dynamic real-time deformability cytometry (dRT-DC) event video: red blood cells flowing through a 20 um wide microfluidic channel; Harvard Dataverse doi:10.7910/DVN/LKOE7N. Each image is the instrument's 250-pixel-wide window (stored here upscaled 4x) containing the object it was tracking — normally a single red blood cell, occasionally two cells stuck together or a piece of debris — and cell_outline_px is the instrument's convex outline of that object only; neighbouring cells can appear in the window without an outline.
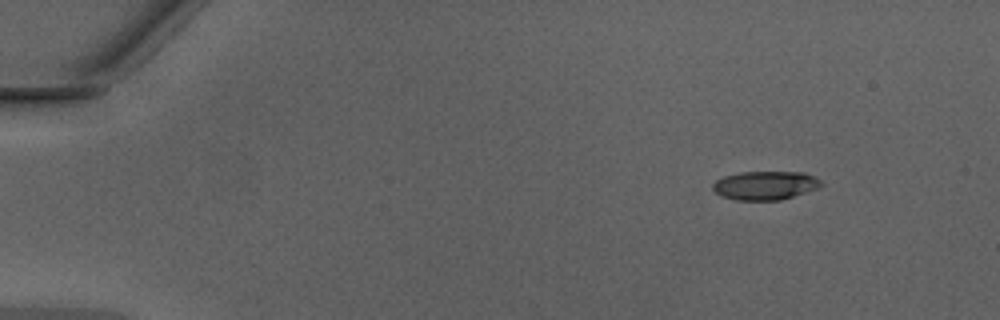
{"species": "Egyptian fruit bat (a non-hibernating species)", "species_latin": "Rousettus aegyptiacus", "temperature_condition": "warm", "stored_images_in_passage": 13, "camera_frame_rate_fps": 3000, "um_per_image_px": 0.085, "animal": {"sex": "male"}, "frame": {"image": 1, "passage_image": 6, "time_ms": 1.667, "image_size_px": [1000, 320], "cell_outline_px": [[824, 184], [816, 188], [780, 200], [736, 200], [720, 196], [712, 188], [712, 184], [716, 180], [724, 176], [740, 172], [804, 172], [820, 180]], "centroid_in_image_um": [65.0, 15.76], "position_along_channel_um": 20.0, "area_um2": 17.98}}